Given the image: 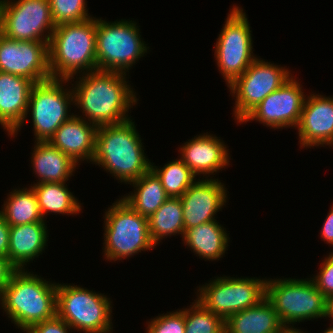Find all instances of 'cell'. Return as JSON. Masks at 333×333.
Masks as SVG:
<instances>
[{
  "instance_id": "obj_5",
  "label": "cell",
  "mask_w": 333,
  "mask_h": 333,
  "mask_svg": "<svg viewBox=\"0 0 333 333\" xmlns=\"http://www.w3.org/2000/svg\"><path fill=\"white\" fill-rule=\"evenodd\" d=\"M282 278L266 279L265 297L284 327L295 329L305 320L325 318L327 298L311 278Z\"/></svg>"
},
{
  "instance_id": "obj_19",
  "label": "cell",
  "mask_w": 333,
  "mask_h": 333,
  "mask_svg": "<svg viewBox=\"0 0 333 333\" xmlns=\"http://www.w3.org/2000/svg\"><path fill=\"white\" fill-rule=\"evenodd\" d=\"M34 84L28 78L0 71V125L11 138L25 123Z\"/></svg>"
},
{
  "instance_id": "obj_17",
  "label": "cell",
  "mask_w": 333,
  "mask_h": 333,
  "mask_svg": "<svg viewBox=\"0 0 333 333\" xmlns=\"http://www.w3.org/2000/svg\"><path fill=\"white\" fill-rule=\"evenodd\" d=\"M306 94L298 126L300 148L333 146V96Z\"/></svg>"
},
{
  "instance_id": "obj_18",
  "label": "cell",
  "mask_w": 333,
  "mask_h": 333,
  "mask_svg": "<svg viewBox=\"0 0 333 333\" xmlns=\"http://www.w3.org/2000/svg\"><path fill=\"white\" fill-rule=\"evenodd\" d=\"M208 132L194 136L178 149L180 159L198 179H213L217 172L230 165L229 146Z\"/></svg>"
},
{
  "instance_id": "obj_14",
  "label": "cell",
  "mask_w": 333,
  "mask_h": 333,
  "mask_svg": "<svg viewBox=\"0 0 333 333\" xmlns=\"http://www.w3.org/2000/svg\"><path fill=\"white\" fill-rule=\"evenodd\" d=\"M296 76L266 96L240 123L258 121L270 129L294 128L299 124L306 98L305 90Z\"/></svg>"
},
{
  "instance_id": "obj_36",
  "label": "cell",
  "mask_w": 333,
  "mask_h": 333,
  "mask_svg": "<svg viewBox=\"0 0 333 333\" xmlns=\"http://www.w3.org/2000/svg\"><path fill=\"white\" fill-rule=\"evenodd\" d=\"M10 226L0 215V257L8 258Z\"/></svg>"
},
{
  "instance_id": "obj_22",
  "label": "cell",
  "mask_w": 333,
  "mask_h": 333,
  "mask_svg": "<svg viewBox=\"0 0 333 333\" xmlns=\"http://www.w3.org/2000/svg\"><path fill=\"white\" fill-rule=\"evenodd\" d=\"M34 143L30 157L31 168H33V173L38 178L34 184L67 182L74 175L75 169L80 167L49 141H37Z\"/></svg>"
},
{
  "instance_id": "obj_10",
  "label": "cell",
  "mask_w": 333,
  "mask_h": 333,
  "mask_svg": "<svg viewBox=\"0 0 333 333\" xmlns=\"http://www.w3.org/2000/svg\"><path fill=\"white\" fill-rule=\"evenodd\" d=\"M69 83L68 79L51 78L32 87L24 121L31 114L35 142L49 141L55 131L74 115L71 114L74 96Z\"/></svg>"
},
{
  "instance_id": "obj_15",
  "label": "cell",
  "mask_w": 333,
  "mask_h": 333,
  "mask_svg": "<svg viewBox=\"0 0 333 333\" xmlns=\"http://www.w3.org/2000/svg\"><path fill=\"white\" fill-rule=\"evenodd\" d=\"M0 71L34 83L51 79L48 43L12 40L0 33Z\"/></svg>"
},
{
  "instance_id": "obj_32",
  "label": "cell",
  "mask_w": 333,
  "mask_h": 333,
  "mask_svg": "<svg viewBox=\"0 0 333 333\" xmlns=\"http://www.w3.org/2000/svg\"><path fill=\"white\" fill-rule=\"evenodd\" d=\"M146 333H185L184 308L149 319Z\"/></svg>"
},
{
  "instance_id": "obj_20",
  "label": "cell",
  "mask_w": 333,
  "mask_h": 333,
  "mask_svg": "<svg viewBox=\"0 0 333 333\" xmlns=\"http://www.w3.org/2000/svg\"><path fill=\"white\" fill-rule=\"evenodd\" d=\"M97 129L96 125L73 115L55 131L49 142L78 165L84 160L92 163Z\"/></svg>"
},
{
  "instance_id": "obj_23",
  "label": "cell",
  "mask_w": 333,
  "mask_h": 333,
  "mask_svg": "<svg viewBox=\"0 0 333 333\" xmlns=\"http://www.w3.org/2000/svg\"><path fill=\"white\" fill-rule=\"evenodd\" d=\"M181 241L197 257L205 261H218L225 257L230 237L226 228L213 220L186 230Z\"/></svg>"
},
{
  "instance_id": "obj_8",
  "label": "cell",
  "mask_w": 333,
  "mask_h": 333,
  "mask_svg": "<svg viewBox=\"0 0 333 333\" xmlns=\"http://www.w3.org/2000/svg\"><path fill=\"white\" fill-rule=\"evenodd\" d=\"M108 297L80 285L57 283L56 315L80 333H113Z\"/></svg>"
},
{
  "instance_id": "obj_24",
  "label": "cell",
  "mask_w": 333,
  "mask_h": 333,
  "mask_svg": "<svg viewBox=\"0 0 333 333\" xmlns=\"http://www.w3.org/2000/svg\"><path fill=\"white\" fill-rule=\"evenodd\" d=\"M283 327L266 297L257 305L236 312L225 320V333H274Z\"/></svg>"
},
{
  "instance_id": "obj_4",
  "label": "cell",
  "mask_w": 333,
  "mask_h": 333,
  "mask_svg": "<svg viewBox=\"0 0 333 333\" xmlns=\"http://www.w3.org/2000/svg\"><path fill=\"white\" fill-rule=\"evenodd\" d=\"M48 52L51 78L72 83L75 76L97 70L96 17L55 26Z\"/></svg>"
},
{
  "instance_id": "obj_41",
  "label": "cell",
  "mask_w": 333,
  "mask_h": 333,
  "mask_svg": "<svg viewBox=\"0 0 333 333\" xmlns=\"http://www.w3.org/2000/svg\"><path fill=\"white\" fill-rule=\"evenodd\" d=\"M289 330V328L283 327L280 331L274 333H287Z\"/></svg>"
},
{
  "instance_id": "obj_26",
  "label": "cell",
  "mask_w": 333,
  "mask_h": 333,
  "mask_svg": "<svg viewBox=\"0 0 333 333\" xmlns=\"http://www.w3.org/2000/svg\"><path fill=\"white\" fill-rule=\"evenodd\" d=\"M67 186L66 182H45L30 185L37 197L39 209L42 217H45L44 219H47L46 216L52 213L73 216L82 211L83 205Z\"/></svg>"
},
{
  "instance_id": "obj_29",
  "label": "cell",
  "mask_w": 333,
  "mask_h": 333,
  "mask_svg": "<svg viewBox=\"0 0 333 333\" xmlns=\"http://www.w3.org/2000/svg\"><path fill=\"white\" fill-rule=\"evenodd\" d=\"M151 169L159 177L169 197H181L197 180V177L180 158L168 161L163 167L151 162Z\"/></svg>"
},
{
  "instance_id": "obj_25",
  "label": "cell",
  "mask_w": 333,
  "mask_h": 333,
  "mask_svg": "<svg viewBox=\"0 0 333 333\" xmlns=\"http://www.w3.org/2000/svg\"><path fill=\"white\" fill-rule=\"evenodd\" d=\"M129 184L134 187V191L121 199L145 218H149L169 198L159 177L151 168Z\"/></svg>"
},
{
  "instance_id": "obj_13",
  "label": "cell",
  "mask_w": 333,
  "mask_h": 333,
  "mask_svg": "<svg viewBox=\"0 0 333 333\" xmlns=\"http://www.w3.org/2000/svg\"><path fill=\"white\" fill-rule=\"evenodd\" d=\"M54 29L49 0H0V33L5 37L49 44Z\"/></svg>"
},
{
  "instance_id": "obj_7",
  "label": "cell",
  "mask_w": 333,
  "mask_h": 333,
  "mask_svg": "<svg viewBox=\"0 0 333 333\" xmlns=\"http://www.w3.org/2000/svg\"><path fill=\"white\" fill-rule=\"evenodd\" d=\"M139 27L130 19L109 22L96 18L97 70L129 74L133 65L149 52Z\"/></svg>"
},
{
  "instance_id": "obj_1",
  "label": "cell",
  "mask_w": 333,
  "mask_h": 333,
  "mask_svg": "<svg viewBox=\"0 0 333 333\" xmlns=\"http://www.w3.org/2000/svg\"><path fill=\"white\" fill-rule=\"evenodd\" d=\"M78 76L70 85L73 106L80 109L82 115H74L97 127L121 123L132 117L128 113L138 104L139 98L127 80V73L95 70Z\"/></svg>"
},
{
  "instance_id": "obj_37",
  "label": "cell",
  "mask_w": 333,
  "mask_h": 333,
  "mask_svg": "<svg viewBox=\"0 0 333 333\" xmlns=\"http://www.w3.org/2000/svg\"><path fill=\"white\" fill-rule=\"evenodd\" d=\"M15 270L16 268L9 262L8 258L0 257V294Z\"/></svg>"
},
{
  "instance_id": "obj_30",
  "label": "cell",
  "mask_w": 333,
  "mask_h": 333,
  "mask_svg": "<svg viewBox=\"0 0 333 333\" xmlns=\"http://www.w3.org/2000/svg\"><path fill=\"white\" fill-rule=\"evenodd\" d=\"M184 317L185 333H225V320L207 310L196 299L190 306L184 307Z\"/></svg>"
},
{
  "instance_id": "obj_28",
  "label": "cell",
  "mask_w": 333,
  "mask_h": 333,
  "mask_svg": "<svg viewBox=\"0 0 333 333\" xmlns=\"http://www.w3.org/2000/svg\"><path fill=\"white\" fill-rule=\"evenodd\" d=\"M152 242L159 245L163 238L185 233L184 217L180 197H169L160 208L148 218Z\"/></svg>"
},
{
  "instance_id": "obj_33",
  "label": "cell",
  "mask_w": 333,
  "mask_h": 333,
  "mask_svg": "<svg viewBox=\"0 0 333 333\" xmlns=\"http://www.w3.org/2000/svg\"><path fill=\"white\" fill-rule=\"evenodd\" d=\"M327 255L322 260L317 275L310 278L316 288L328 299L333 297V254L330 251Z\"/></svg>"
},
{
  "instance_id": "obj_11",
  "label": "cell",
  "mask_w": 333,
  "mask_h": 333,
  "mask_svg": "<svg viewBox=\"0 0 333 333\" xmlns=\"http://www.w3.org/2000/svg\"><path fill=\"white\" fill-rule=\"evenodd\" d=\"M214 278L197 287L196 300L224 320L236 312L257 305L265 298L266 277L235 278L223 275Z\"/></svg>"
},
{
  "instance_id": "obj_2",
  "label": "cell",
  "mask_w": 333,
  "mask_h": 333,
  "mask_svg": "<svg viewBox=\"0 0 333 333\" xmlns=\"http://www.w3.org/2000/svg\"><path fill=\"white\" fill-rule=\"evenodd\" d=\"M140 136L133 118L98 127L95 154L90 164L103 168L120 183L137 180L151 168Z\"/></svg>"
},
{
  "instance_id": "obj_21",
  "label": "cell",
  "mask_w": 333,
  "mask_h": 333,
  "mask_svg": "<svg viewBox=\"0 0 333 333\" xmlns=\"http://www.w3.org/2000/svg\"><path fill=\"white\" fill-rule=\"evenodd\" d=\"M46 223L35 222L10 227L8 260L16 269H26L27 263L45 252L49 239Z\"/></svg>"
},
{
  "instance_id": "obj_12",
  "label": "cell",
  "mask_w": 333,
  "mask_h": 333,
  "mask_svg": "<svg viewBox=\"0 0 333 333\" xmlns=\"http://www.w3.org/2000/svg\"><path fill=\"white\" fill-rule=\"evenodd\" d=\"M285 66L277 65L260 58L228 86L235 100L233 116L238 125L270 93L279 89L293 74Z\"/></svg>"
},
{
  "instance_id": "obj_27",
  "label": "cell",
  "mask_w": 333,
  "mask_h": 333,
  "mask_svg": "<svg viewBox=\"0 0 333 333\" xmlns=\"http://www.w3.org/2000/svg\"><path fill=\"white\" fill-rule=\"evenodd\" d=\"M1 207L0 215L10 227L47 222L41 215L37 197L30 186L28 188H14L7 194V198Z\"/></svg>"
},
{
  "instance_id": "obj_6",
  "label": "cell",
  "mask_w": 333,
  "mask_h": 333,
  "mask_svg": "<svg viewBox=\"0 0 333 333\" xmlns=\"http://www.w3.org/2000/svg\"><path fill=\"white\" fill-rule=\"evenodd\" d=\"M103 215L102 250L107 261L128 259L141 251L156 248L150 237L148 218L138 214L120 197Z\"/></svg>"
},
{
  "instance_id": "obj_38",
  "label": "cell",
  "mask_w": 333,
  "mask_h": 333,
  "mask_svg": "<svg viewBox=\"0 0 333 333\" xmlns=\"http://www.w3.org/2000/svg\"><path fill=\"white\" fill-rule=\"evenodd\" d=\"M325 319L330 320L331 324L333 325V297H330L326 300V315L324 320Z\"/></svg>"
},
{
  "instance_id": "obj_34",
  "label": "cell",
  "mask_w": 333,
  "mask_h": 333,
  "mask_svg": "<svg viewBox=\"0 0 333 333\" xmlns=\"http://www.w3.org/2000/svg\"><path fill=\"white\" fill-rule=\"evenodd\" d=\"M73 329L57 315L30 327L25 333H70Z\"/></svg>"
},
{
  "instance_id": "obj_3",
  "label": "cell",
  "mask_w": 333,
  "mask_h": 333,
  "mask_svg": "<svg viewBox=\"0 0 333 333\" xmlns=\"http://www.w3.org/2000/svg\"><path fill=\"white\" fill-rule=\"evenodd\" d=\"M57 283L16 269L0 294V308L22 332L56 316Z\"/></svg>"
},
{
  "instance_id": "obj_35",
  "label": "cell",
  "mask_w": 333,
  "mask_h": 333,
  "mask_svg": "<svg viewBox=\"0 0 333 333\" xmlns=\"http://www.w3.org/2000/svg\"><path fill=\"white\" fill-rule=\"evenodd\" d=\"M320 230L321 240L333 247V204Z\"/></svg>"
},
{
  "instance_id": "obj_40",
  "label": "cell",
  "mask_w": 333,
  "mask_h": 333,
  "mask_svg": "<svg viewBox=\"0 0 333 333\" xmlns=\"http://www.w3.org/2000/svg\"><path fill=\"white\" fill-rule=\"evenodd\" d=\"M322 333H333V325H329V327L326 328V330H324Z\"/></svg>"
},
{
  "instance_id": "obj_9",
  "label": "cell",
  "mask_w": 333,
  "mask_h": 333,
  "mask_svg": "<svg viewBox=\"0 0 333 333\" xmlns=\"http://www.w3.org/2000/svg\"><path fill=\"white\" fill-rule=\"evenodd\" d=\"M248 17L242 7L233 5L214 46L218 72L227 87L240 77L257 58Z\"/></svg>"
},
{
  "instance_id": "obj_31",
  "label": "cell",
  "mask_w": 333,
  "mask_h": 333,
  "mask_svg": "<svg viewBox=\"0 0 333 333\" xmlns=\"http://www.w3.org/2000/svg\"><path fill=\"white\" fill-rule=\"evenodd\" d=\"M55 26L81 22L92 17L86 0H49Z\"/></svg>"
},
{
  "instance_id": "obj_16",
  "label": "cell",
  "mask_w": 333,
  "mask_h": 333,
  "mask_svg": "<svg viewBox=\"0 0 333 333\" xmlns=\"http://www.w3.org/2000/svg\"><path fill=\"white\" fill-rule=\"evenodd\" d=\"M218 178L197 179L180 197L185 231L216 220L228 202L227 187Z\"/></svg>"
},
{
  "instance_id": "obj_39",
  "label": "cell",
  "mask_w": 333,
  "mask_h": 333,
  "mask_svg": "<svg viewBox=\"0 0 333 333\" xmlns=\"http://www.w3.org/2000/svg\"><path fill=\"white\" fill-rule=\"evenodd\" d=\"M307 331H303L301 329H297V327L295 329H290L287 333H306Z\"/></svg>"
}]
</instances>
